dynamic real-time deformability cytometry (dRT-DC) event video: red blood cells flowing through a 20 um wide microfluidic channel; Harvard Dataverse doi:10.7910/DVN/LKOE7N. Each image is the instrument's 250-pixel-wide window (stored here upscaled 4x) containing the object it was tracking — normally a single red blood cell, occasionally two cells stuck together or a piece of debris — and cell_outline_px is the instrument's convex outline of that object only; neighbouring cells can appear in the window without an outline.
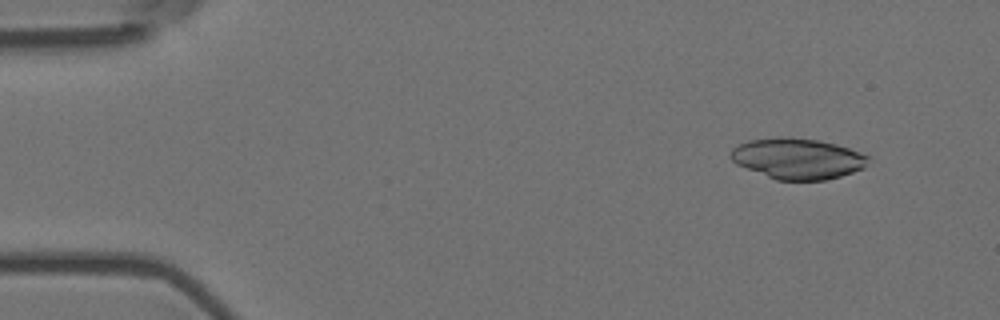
{"species": "Egyptian fruit bat (a non-hibernating species)", "species_latin": "Rousettus aegyptiacus", "temperature_condition": "room temperature", "stored_images_in_passage": 4, "camera_frame_rate_fps": 3000, "um_per_image_px": 0.085, "animal": {"sex": "female"}, "frame": {"image": 1, "passage_image": 2, "time_ms": 0.333, "image_size_px": [1000, 320], "cell_outline_px": [[872, 156], [864, 168], [840, 176], [824, 180], [776, 180], [736, 164], [728, 156], [732, 148], [748, 140], [780, 136], [788, 136], [816, 140], [836, 144]], "centroid_in_image_um": [67.79, 13.47], "position_along_channel_um": 17.2, "area_um2": 32.89}}